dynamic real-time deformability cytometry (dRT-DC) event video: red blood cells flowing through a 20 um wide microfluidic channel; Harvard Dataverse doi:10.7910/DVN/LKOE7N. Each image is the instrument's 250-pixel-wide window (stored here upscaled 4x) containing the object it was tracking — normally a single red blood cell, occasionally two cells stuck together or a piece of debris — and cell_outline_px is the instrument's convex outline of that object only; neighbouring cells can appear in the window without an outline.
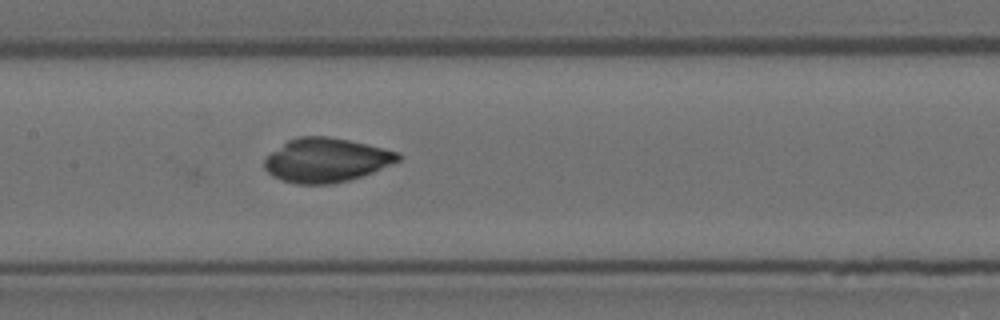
{"species": "Egyptian fruit bat (a non-hibernating species)", "species_latin": "Rousettus aegyptiacus", "temperature_condition": "room temperature", "stored_images_in_passage": 8, "camera_frame_rate_fps": 3000, "um_per_image_px": 0.085, "animal": {"sex": "female"}, "frame": {"image": 1, "passage_image": 8, "time_ms": 2.333, "image_size_px": [1000, 320], "cell_outline_px": [[404, 156], [400, 160], [372, 172], [348, 180], [332, 184], [296, 184], [272, 176], [264, 168], [264, 160], [272, 152], [288, 140], [300, 136], [328, 136], [348, 140], [400, 152]], "centroid_in_image_um": [27.74, 13.61], "position_along_channel_um": 179.7, "area_um2": 34.1}}